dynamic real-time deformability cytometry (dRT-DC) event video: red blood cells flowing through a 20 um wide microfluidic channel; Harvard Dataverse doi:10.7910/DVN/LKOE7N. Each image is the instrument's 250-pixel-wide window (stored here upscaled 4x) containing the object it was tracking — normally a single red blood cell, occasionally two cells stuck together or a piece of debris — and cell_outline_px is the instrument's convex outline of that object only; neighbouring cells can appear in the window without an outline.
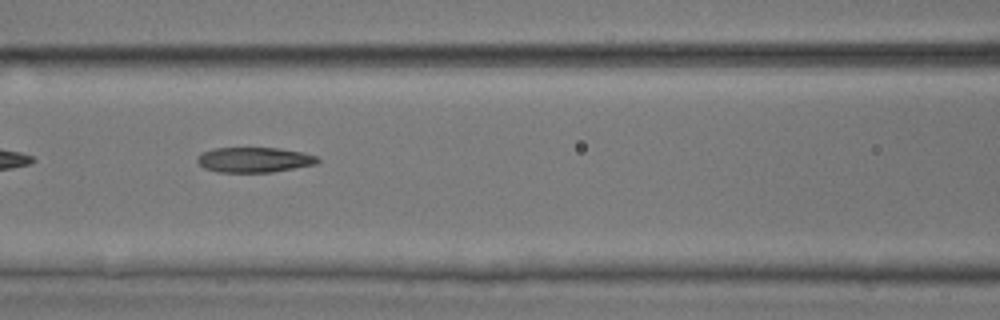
{"species": "common noctule bat (a hibernating species)", "species_latin": "Nyctalus noctula", "temperature_condition": "room temperature", "stored_images_in_passage": 34, "camera_frame_rate_fps": 3000, "um_per_image_px": 0.085, "animal": {"sex": "male", "body_mass_g": 17.9, "forearm_length_mm": 54.2}, "frame": {"image": 1, "passage_image": 6, "time_ms": 1.667, "image_size_px": [1000, 320], "cell_outline_px": [[320, 160], [316, 164], [272, 172], [220, 172], [204, 168], [196, 160], [196, 156], [200, 152], [216, 148], [280, 148], [304, 152], [316, 156]], "centroid_in_image_um": [21.6, 13.57], "position_along_channel_um": 145.0, "area_um2": 17.69}}
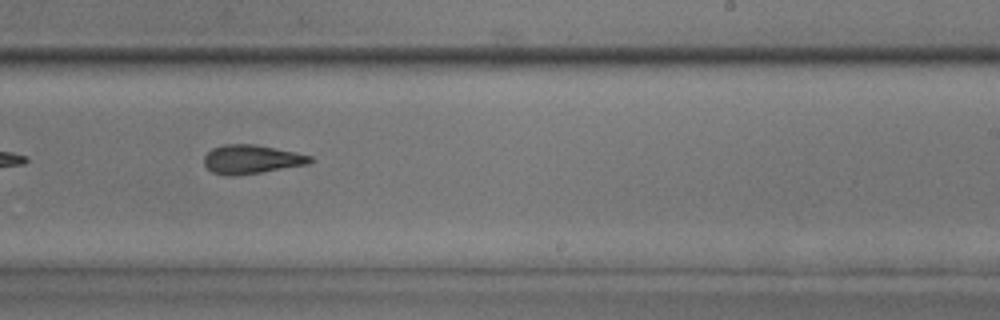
{"frame": {"image": 2, "passage_image": 15, "time_ms": 4.667, "image_size_px": [1000, 320], "cell_outline_px": [[312, 160], [308, 164], [260, 172], [228, 176], [212, 172], [204, 164], [204, 156], [212, 148], [224, 144], [256, 144], [296, 152], [312, 156]], "centroid_in_image_um": [21.36, 13.53], "position_along_channel_um": 267.6, "area_um2": 17.69}}